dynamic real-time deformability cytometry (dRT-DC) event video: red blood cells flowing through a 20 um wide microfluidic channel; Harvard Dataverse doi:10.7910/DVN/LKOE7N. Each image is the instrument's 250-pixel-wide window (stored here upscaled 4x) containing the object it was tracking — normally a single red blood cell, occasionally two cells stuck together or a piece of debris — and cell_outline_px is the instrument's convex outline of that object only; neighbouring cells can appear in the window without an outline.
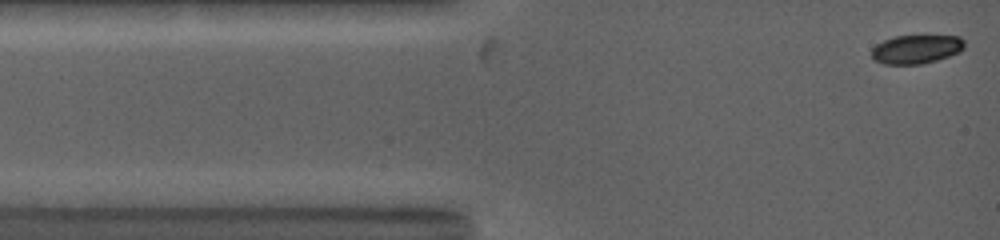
{"species": "common noctule bat (a hibernating species)", "species_latin": "Nyctalus noctula", "temperature_condition": "warm", "stored_images_in_passage": 8, "camera_frame_rate_fps": 5000, "um_per_image_px": 0.085, "animal": {"sex": "female", "body_mass_g": 19.0, "forearm_length_mm": 53.3}, "frame": {"image": 1, "passage_image": 1, "time_ms": 0.0, "image_size_px": [1000, 240], "cell_outline_px": [[964, 48], [960, 52], [936, 60], [920, 64], [884, 64], [876, 60], [872, 56], [872, 48], [876, 44], [884, 40], [896, 36], [960, 36], [964, 40]], "centroid_in_image_um": [77.9, 4.18], "position_along_channel_um": 7.1, "area_um2": 15.43}}
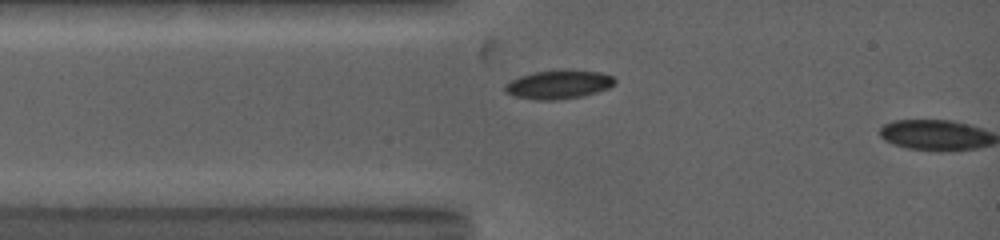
{"frame": {"image": 2, "passage_image": 7, "time_ms": 2.0, "image_size_px": [1000, 240], "cell_outline_px": [[616, 84], [608, 88], [596, 92], [580, 96], [556, 100], [536, 100], [516, 96], [504, 92], [504, 84], [520, 76], [536, 72], [600, 72], [612, 76], [616, 80]], "centroid_in_image_um": [47.45, 7.22], "position_along_channel_um": 37.5, "area_um2": 17.63}}